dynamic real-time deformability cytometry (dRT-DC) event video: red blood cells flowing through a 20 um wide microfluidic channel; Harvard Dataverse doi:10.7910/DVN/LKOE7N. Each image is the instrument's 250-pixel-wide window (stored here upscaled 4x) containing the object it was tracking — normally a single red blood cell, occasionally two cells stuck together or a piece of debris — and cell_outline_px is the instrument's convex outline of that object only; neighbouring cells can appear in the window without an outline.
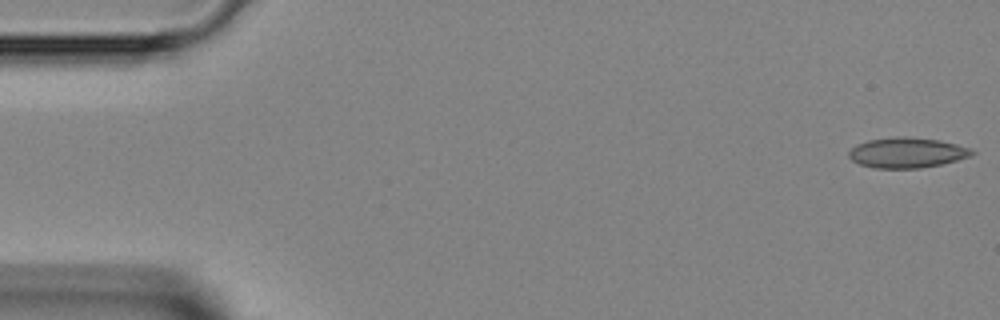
{"species": "Egyptian fruit bat (a non-hibernating species)", "species_latin": "Rousettus aegyptiacus", "temperature_condition": "room temperature", "stored_images_in_passage": 40, "camera_frame_rate_fps": 3000, "um_per_image_px": 0.085, "animal": {"sex": "female"}, "frame": {"image": 1, "passage_image": 1, "time_ms": 0.0, "image_size_px": [1000, 320], "cell_outline_px": [[976, 152], [972, 156], [940, 164], [920, 168], [872, 168], [860, 164], [852, 160], [848, 156], [848, 152], [856, 144], [868, 140], [896, 136], [908, 136], [940, 140], [972, 148]], "centroid_in_image_um": [77.1, 12.97], "position_along_channel_um": 7.9, "area_um2": 21.91}}
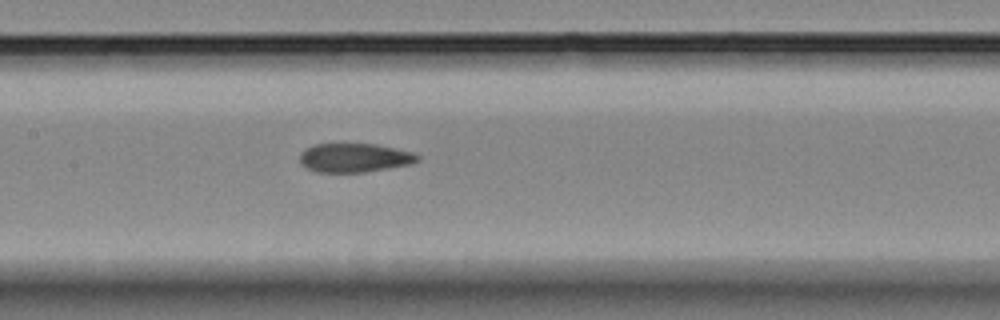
{"frame": {"image": 2, "passage_image": 21, "time_ms": 6.667, "image_size_px": [1000, 320], "cell_outline_px": [[420, 160], [412, 164], [364, 172], [316, 172], [300, 164], [300, 152], [312, 144], [376, 144], [412, 152], [420, 156]], "centroid_in_image_um": [30.12, 13.41], "position_along_channel_um": 177.3, "area_um2": 19.88}}
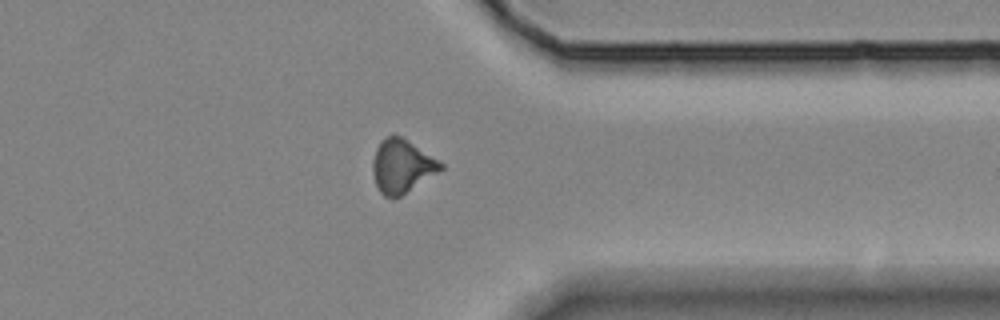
{"frame": {"image": 3, "passage_image": 35, "time_ms": 11.333, "image_size_px": [1000, 320], "cell_outline_px": [[444, 168], [440, 172], [400, 196], [384, 196], [380, 192], [376, 184], [372, 172], [372, 160], [376, 148], [380, 140], [388, 136], [400, 136], [444, 164]], "centroid_in_image_um": [34.15, 14.13], "position_along_channel_um": 377.3, "area_um2": 20.87}}